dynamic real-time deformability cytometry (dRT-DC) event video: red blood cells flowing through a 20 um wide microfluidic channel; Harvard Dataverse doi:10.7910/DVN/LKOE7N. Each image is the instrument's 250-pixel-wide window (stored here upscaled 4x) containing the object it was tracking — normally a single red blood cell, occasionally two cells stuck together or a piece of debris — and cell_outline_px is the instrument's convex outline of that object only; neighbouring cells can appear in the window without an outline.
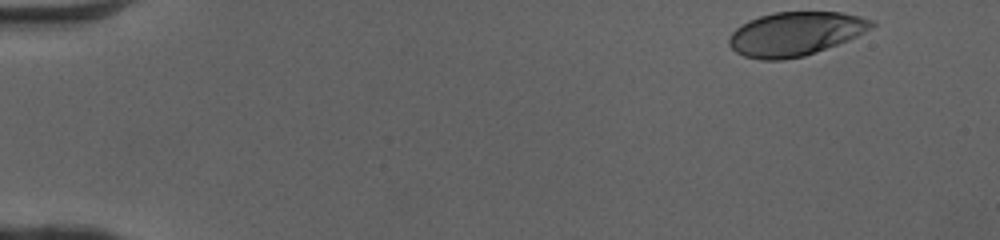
{"species": "human", "species_latin": "Homo sapiens", "temperature_condition": "cold", "stored_images_in_passage": 47, "camera_frame_rate_fps": 3000, "um_per_image_px": 0.085, "donor": {"sex": "female"}, "frame": {"image": 1, "passage_image": 1, "time_ms": 0.0, "image_size_px": [1000, 240], "cell_outline_px": [[876, 24], [872, 28], [848, 40], [816, 52], [804, 56], [784, 60], [760, 60], [744, 56], [736, 52], [728, 44], [728, 36], [740, 24], [748, 20], [772, 12], [840, 12], [860, 16], [876, 20]], "centroid_in_image_um": [67.59, 2.87], "position_along_channel_um": 17.4, "area_um2": 36.7}}
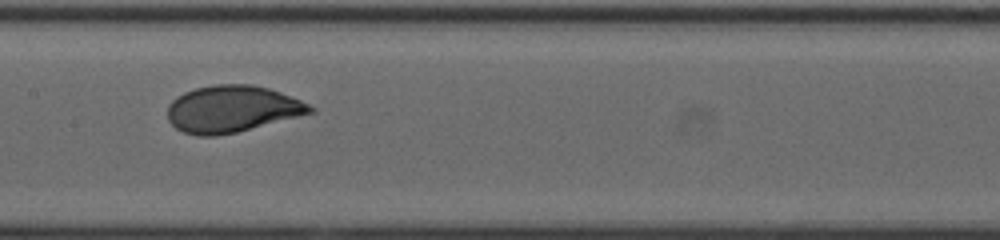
{"frame": {"image": 2, "passage_image": 23, "time_ms": 7.333, "image_size_px": [1000, 240], "cell_outline_px": [[316, 112], [236, 132], [216, 136], [196, 136], [184, 132], [176, 128], [168, 120], [168, 104], [176, 96], [184, 92], [196, 88], [216, 84], [252, 84], [268, 88], [280, 92], [300, 100], [316, 108]], "centroid_in_image_um": [19.72, 9.26], "position_along_channel_um": 187.7, "area_um2": 38.9}}
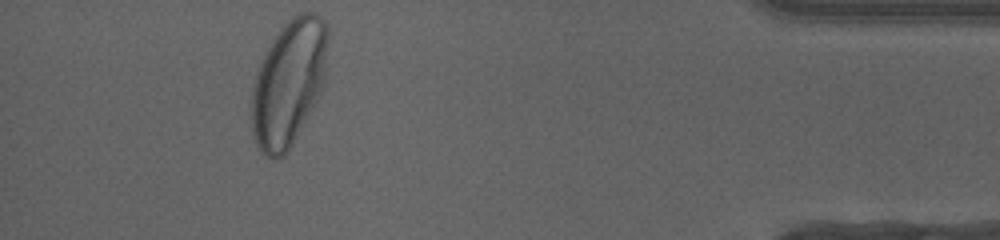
{"frame": {"image": 3, "passage_image": 43, "time_ms": 14.0, "image_size_px": [1000, 240], "cell_outline_px": [[328, 40], [324, 88], [292, 144], [284, 156], [276, 160], [272, 160], [264, 156], [260, 152], [252, 136], [252, 84], [256, 72], [268, 48], [280, 28], [292, 16], [300, 12], [316, 12], [324, 20], [328, 28]], "centroid_in_image_um": [24.55, 7.06], "position_along_channel_um": 410.7, "area_um2": 56.53}, "authors_computed_cell_mechanics": {"area_um2": 38.5526, "velocity_mm_per_s": 4.0829, "shape_relaxation_time_tau1_ms": 2.7489, "shape_relaxation_time_tau2_ms": null, "deformation_change_tau1": 0.1614, "deformation_change_tau2": null}}